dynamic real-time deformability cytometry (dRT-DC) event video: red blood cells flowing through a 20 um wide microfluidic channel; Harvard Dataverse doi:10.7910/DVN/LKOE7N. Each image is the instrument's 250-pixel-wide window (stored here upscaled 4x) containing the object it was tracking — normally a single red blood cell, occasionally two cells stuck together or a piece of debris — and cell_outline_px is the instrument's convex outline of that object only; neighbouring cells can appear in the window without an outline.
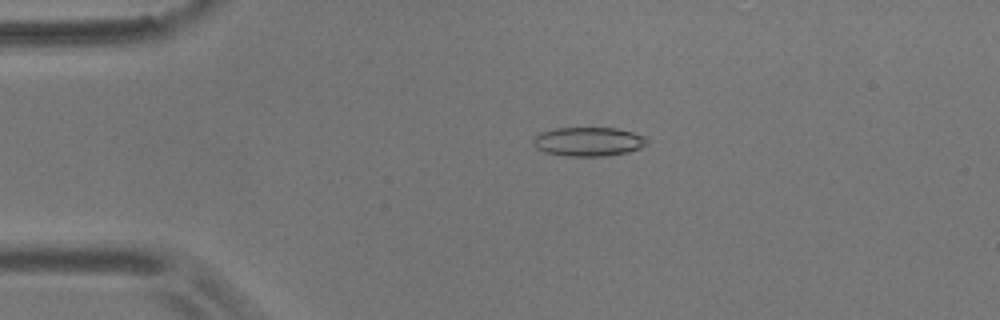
{"species": "common noctule bat (a hibernating species)", "species_latin": "Nyctalus noctula", "temperature_condition": "room temperature", "stored_images_in_passage": 53, "camera_frame_rate_fps": 3000, "um_per_image_px": 0.085, "animal": {"sex": "male", "body_mass_g": 17.9}, "frame": {"image": 1, "passage_image": 10, "time_ms": 3.0, "image_size_px": [1000, 320], "cell_outline_px": [[648, 144], [640, 148], [628, 152], [604, 156], [568, 156], [544, 152], [536, 148], [532, 144], [532, 136], [540, 132], [556, 128], [616, 128], [632, 132], [644, 136], [648, 140]], "centroid_in_image_um": [49.98, 12.03], "position_along_channel_um": 35.0, "area_um2": 19.42}}
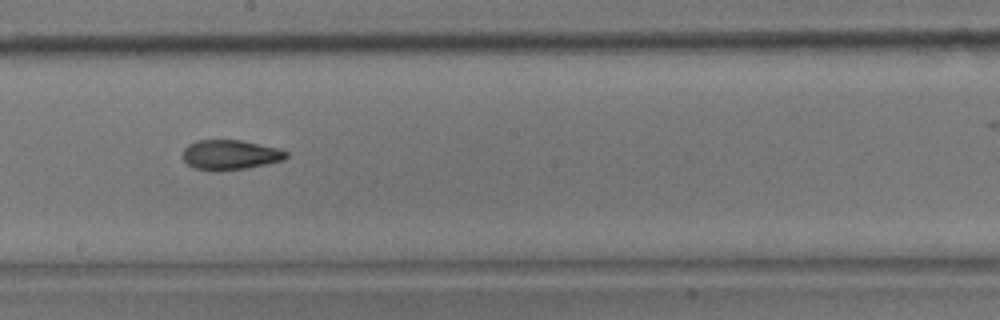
{"frame": {"image": 2, "passage_image": 29, "time_ms": 9.333, "image_size_px": [1000, 320], "cell_outline_px": [[288, 156], [284, 160], [268, 164], [248, 168], [220, 172], [212, 172], [192, 168], [184, 160], [184, 148], [188, 144], [196, 140], [240, 140], [276, 148], [288, 152]], "centroid_in_image_um": [19.55, 13.19], "position_along_channel_um": 228.7, "area_um2": 18.26}}
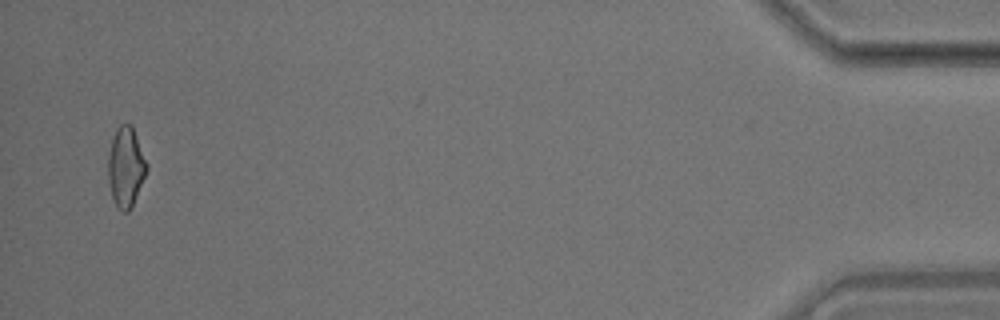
{"frame": {"image": 3, "passage_image": 52, "time_ms": 17.0, "image_size_px": [1000, 320], "cell_outline_px": [[148, 168], [132, 208], [128, 212], [124, 212], [112, 200], [108, 180], [108, 156], [112, 140], [116, 128], [120, 124], [132, 124], [148, 164]], "centroid_in_image_um": [10.7, 14.19], "position_along_channel_um": 424.5, "area_um2": 18.09}, "authors_computed_cell_mechanics": {"area_um2": 18.3226, "velocity_mm_per_s": 3.642, "shape_relaxation_time_tau1_ms": 10.5754, "shape_relaxation_time_tau2_ms": 3.1052, "deformation_change_tau1": 0.1961, "deformation_change_tau2": 0.1016}}